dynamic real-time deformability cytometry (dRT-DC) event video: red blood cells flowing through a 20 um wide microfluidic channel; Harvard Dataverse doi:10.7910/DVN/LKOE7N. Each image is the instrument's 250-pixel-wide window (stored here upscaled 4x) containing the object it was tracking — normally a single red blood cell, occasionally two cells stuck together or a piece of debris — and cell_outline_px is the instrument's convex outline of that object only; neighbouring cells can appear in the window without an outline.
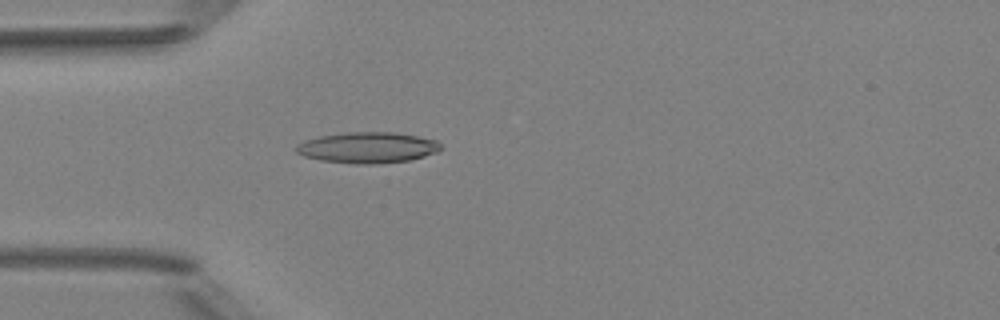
{"species": "Egyptian fruit bat (a non-hibernating species)", "species_latin": "Rousettus aegyptiacus", "temperature_condition": "room temperature", "stored_images_in_passage": 3, "camera_frame_rate_fps": 3000, "um_per_image_px": 0.085, "animal": {"sex": "female"}, "frame": {"image": 1, "passage_image": 3, "time_ms": 2.333, "image_size_px": [1000, 320], "cell_outline_px": [[440, 148], [436, 152], [424, 156], [408, 160], [372, 164], [356, 164], [320, 160], [304, 156], [296, 152], [296, 144], [304, 140], [320, 136], [348, 132], [396, 132], [436, 140], [440, 144]], "centroid_in_image_um": [31.21, 12.54], "position_along_channel_um": 53.8, "area_um2": 25.89}}